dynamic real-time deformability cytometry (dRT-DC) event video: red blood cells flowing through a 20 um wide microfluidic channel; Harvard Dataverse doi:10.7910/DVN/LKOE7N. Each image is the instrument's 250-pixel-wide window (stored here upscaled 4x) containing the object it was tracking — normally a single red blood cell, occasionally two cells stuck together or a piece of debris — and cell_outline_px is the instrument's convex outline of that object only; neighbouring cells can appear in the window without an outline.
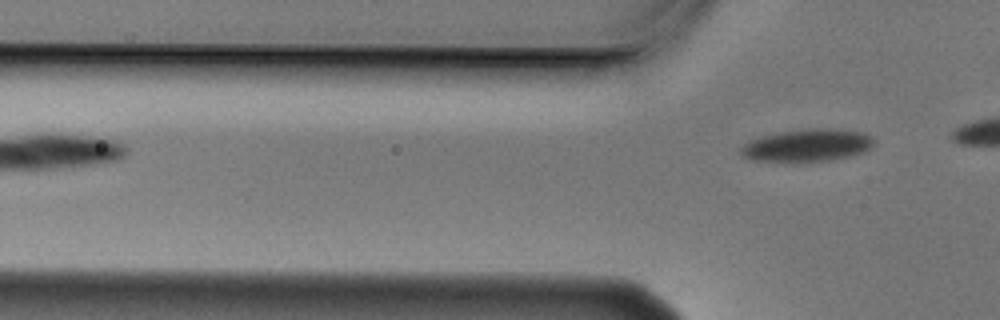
{"species": "Egyptian fruit bat (a non-hibernating species)", "species_latin": "Rousettus aegyptiacus", "temperature_condition": "cold", "stored_images_in_passage": 2, "camera_frame_rate_fps": 3000, "um_per_image_px": 0.085, "animal": {"sex": "male"}, "frame": {"image": 1, "passage_image": 2, "time_ms": 0.333, "image_size_px": [1000, 320], "cell_outline_px": [[872, 148], [864, 152], [852, 156], [832, 160], [804, 164], [784, 164], [752, 160], [744, 156], [740, 152], [740, 148], [744, 144], [760, 136], [780, 132], [808, 128], [840, 128], [864, 132], [872, 136]], "centroid_in_image_um": [68.62, 12.39], "position_along_channel_um": 57.2, "area_um2": 26.41}}